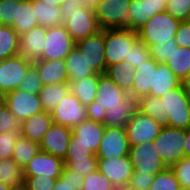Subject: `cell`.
Here are the masks:
<instances>
[{"instance_id":"6da1fadb","label":"cell","mask_w":190,"mask_h":190,"mask_svg":"<svg viewBox=\"0 0 190 190\" xmlns=\"http://www.w3.org/2000/svg\"><path fill=\"white\" fill-rule=\"evenodd\" d=\"M128 95L105 74H99L95 100L86 106L88 119L103 124L108 108L120 106Z\"/></svg>"},{"instance_id":"7a4b0ae2","label":"cell","mask_w":190,"mask_h":190,"mask_svg":"<svg viewBox=\"0 0 190 190\" xmlns=\"http://www.w3.org/2000/svg\"><path fill=\"white\" fill-rule=\"evenodd\" d=\"M139 42L137 31L128 28L105 29L106 68L112 64L128 65V54Z\"/></svg>"},{"instance_id":"3957f363","label":"cell","mask_w":190,"mask_h":190,"mask_svg":"<svg viewBox=\"0 0 190 190\" xmlns=\"http://www.w3.org/2000/svg\"><path fill=\"white\" fill-rule=\"evenodd\" d=\"M180 23L167 11L156 14L137 31L139 41L147 47L160 42H172Z\"/></svg>"},{"instance_id":"277c9868","label":"cell","mask_w":190,"mask_h":190,"mask_svg":"<svg viewBox=\"0 0 190 190\" xmlns=\"http://www.w3.org/2000/svg\"><path fill=\"white\" fill-rule=\"evenodd\" d=\"M185 129L162 127L152 147L160 154L163 163L171 167L184 157Z\"/></svg>"},{"instance_id":"5b68a950","label":"cell","mask_w":190,"mask_h":190,"mask_svg":"<svg viewBox=\"0 0 190 190\" xmlns=\"http://www.w3.org/2000/svg\"><path fill=\"white\" fill-rule=\"evenodd\" d=\"M160 99L162 101V112L169 115V127L188 129L190 99L183 84L166 92Z\"/></svg>"},{"instance_id":"8992f818","label":"cell","mask_w":190,"mask_h":190,"mask_svg":"<svg viewBox=\"0 0 190 190\" xmlns=\"http://www.w3.org/2000/svg\"><path fill=\"white\" fill-rule=\"evenodd\" d=\"M130 4L131 0H102L94 12L100 29L128 28Z\"/></svg>"},{"instance_id":"52a82bcc","label":"cell","mask_w":190,"mask_h":190,"mask_svg":"<svg viewBox=\"0 0 190 190\" xmlns=\"http://www.w3.org/2000/svg\"><path fill=\"white\" fill-rule=\"evenodd\" d=\"M33 61L22 54L0 60V95L19 88Z\"/></svg>"},{"instance_id":"ba28073f","label":"cell","mask_w":190,"mask_h":190,"mask_svg":"<svg viewBox=\"0 0 190 190\" xmlns=\"http://www.w3.org/2000/svg\"><path fill=\"white\" fill-rule=\"evenodd\" d=\"M42 55L37 60H65L76 46L67 29L63 26L47 28Z\"/></svg>"},{"instance_id":"9c48e42d","label":"cell","mask_w":190,"mask_h":190,"mask_svg":"<svg viewBox=\"0 0 190 190\" xmlns=\"http://www.w3.org/2000/svg\"><path fill=\"white\" fill-rule=\"evenodd\" d=\"M153 142H144L130 146L129 159L133 165L134 173H150L156 175L164 171L167 166L156 149L152 147Z\"/></svg>"},{"instance_id":"30bf717a","label":"cell","mask_w":190,"mask_h":190,"mask_svg":"<svg viewBox=\"0 0 190 190\" xmlns=\"http://www.w3.org/2000/svg\"><path fill=\"white\" fill-rule=\"evenodd\" d=\"M53 123L73 128L87 120V108L70 92L64 96L51 112Z\"/></svg>"},{"instance_id":"8fae6325","label":"cell","mask_w":190,"mask_h":190,"mask_svg":"<svg viewBox=\"0 0 190 190\" xmlns=\"http://www.w3.org/2000/svg\"><path fill=\"white\" fill-rule=\"evenodd\" d=\"M2 101L21 124L29 117L44 111L38 94L19 89L4 94Z\"/></svg>"},{"instance_id":"7c38bea8","label":"cell","mask_w":190,"mask_h":190,"mask_svg":"<svg viewBox=\"0 0 190 190\" xmlns=\"http://www.w3.org/2000/svg\"><path fill=\"white\" fill-rule=\"evenodd\" d=\"M161 128L159 122L138 110L125 127L129 145L154 142Z\"/></svg>"},{"instance_id":"4fadbf2b","label":"cell","mask_w":190,"mask_h":190,"mask_svg":"<svg viewBox=\"0 0 190 190\" xmlns=\"http://www.w3.org/2000/svg\"><path fill=\"white\" fill-rule=\"evenodd\" d=\"M63 26L75 42L94 35L101 30L95 13L87 8L67 13V18L63 20Z\"/></svg>"},{"instance_id":"5bb4252c","label":"cell","mask_w":190,"mask_h":190,"mask_svg":"<svg viewBox=\"0 0 190 190\" xmlns=\"http://www.w3.org/2000/svg\"><path fill=\"white\" fill-rule=\"evenodd\" d=\"M76 46L97 74H105L107 69L105 62V29L79 40L76 42Z\"/></svg>"},{"instance_id":"9a60e30c","label":"cell","mask_w":190,"mask_h":190,"mask_svg":"<svg viewBox=\"0 0 190 190\" xmlns=\"http://www.w3.org/2000/svg\"><path fill=\"white\" fill-rule=\"evenodd\" d=\"M130 150L125 128L106 127L96 153L98 158H118L127 156Z\"/></svg>"},{"instance_id":"2e32d148","label":"cell","mask_w":190,"mask_h":190,"mask_svg":"<svg viewBox=\"0 0 190 190\" xmlns=\"http://www.w3.org/2000/svg\"><path fill=\"white\" fill-rule=\"evenodd\" d=\"M97 169L105 175L115 187L126 186L134 173L129 156L118 158H98Z\"/></svg>"},{"instance_id":"e0dca14e","label":"cell","mask_w":190,"mask_h":190,"mask_svg":"<svg viewBox=\"0 0 190 190\" xmlns=\"http://www.w3.org/2000/svg\"><path fill=\"white\" fill-rule=\"evenodd\" d=\"M168 0H131L128 29L138 31L151 17L166 11Z\"/></svg>"},{"instance_id":"ac0fdd59","label":"cell","mask_w":190,"mask_h":190,"mask_svg":"<svg viewBox=\"0 0 190 190\" xmlns=\"http://www.w3.org/2000/svg\"><path fill=\"white\" fill-rule=\"evenodd\" d=\"M64 168L62 158L39 151L23 169L24 176L47 175L50 178H60Z\"/></svg>"},{"instance_id":"d6986e66","label":"cell","mask_w":190,"mask_h":190,"mask_svg":"<svg viewBox=\"0 0 190 190\" xmlns=\"http://www.w3.org/2000/svg\"><path fill=\"white\" fill-rule=\"evenodd\" d=\"M72 136V129L53 123L42 138L40 151L64 159Z\"/></svg>"},{"instance_id":"ffe728a7","label":"cell","mask_w":190,"mask_h":190,"mask_svg":"<svg viewBox=\"0 0 190 190\" xmlns=\"http://www.w3.org/2000/svg\"><path fill=\"white\" fill-rule=\"evenodd\" d=\"M105 132V125L87 119L72 128L71 141L88 147L94 154L97 153L101 139Z\"/></svg>"},{"instance_id":"44dd1931","label":"cell","mask_w":190,"mask_h":190,"mask_svg":"<svg viewBox=\"0 0 190 190\" xmlns=\"http://www.w3.org/2000/svg\"><path fill=\"white\" fill-rule=\"evenodd\" d=\"M139 110V99L128 95L120 106L108 108L103 124L106 127L125 128L130 119Z\"/></svg>"},{"instance_id":"7402d4cb","label":"cell","mask_w":190,"mask_h":190,"mask_svg":"<svg viewBox=\"0 0 190 190\" xmlns=\"http://www.w3.org/2000/svg\"><path fill=\"white\" fill-rule=\"evenodd\" d=\"M47 29L38 25L20 36L19 52L34 61L43 53Z\"/></svg>"},{"instance_id":"603a6c76","label":"cell","mask_w":190,"mask_h":190,"mask_svg":"<svg viewBox=\"0 0 190 190\" xmlns=\"http://www.w3.org/2000/svg\"><path fill=\"white\" fill-rule=\"evenodd\" d=\"M36 68L43 85L68 83V74L65 60H34Z\"/></svg>"},{"instance_id":"cb8c5ba5","label":"cell","mask_w":190,"mask_h":190,"mask_svg":"<svg viewBox=\"0 0 190 190\" xmlns=\"http://www.w3.org/2000/svg\"><path fill=\"white\" fill-rule=\"evenodd\" d=\"M157 67L158 62L151 58L135 68L133 87L128 94L137 99L149 95Z\"/></svg>"},{"instance_id":"d4e9b609","label":"cell","mask_w":190,"mask_h":190,"mask_svg":"<svg viewBox=\"0 0 190 190\" xmlns=\"http://www.w3.org/2000/svg\"><path fill=\"white\" fill-rule=\"evenodd\" d=\"M53 124L51 113L42 111L37 113L21 124V135L25 138L41 143L43 136Z\"/></svg>"},{"instance_id":"484cf974","label":"cell","mask_w":190,"mask_h":190,"mask_svg":"<svg viewBox=\"0 0 190 190\" xmlns=\"http://www.w3.org/2000/svg\"><path fill=\"white\" fill-rule=\"evenodd\" d=\"M65 63L69 84L89 76L99 75L89 66L85 56H82L77 46H75L71 53L65 58Z\"/></svg>"},{"instance_id":"4316f807","label":"cell","mask_w":190,"mask_h":190,"mask_svg":"<svg viewBox=\"0 0 190 190\" xmlns=\"http://www.w3.org/2000/svg\"><path fill=\"white\" fill-rule=\"evenodd\" d=\"M181 84L182 82L165 63H158L157 70L154 71L153 84L149 95L161 97Z\"/></svg>"},{"instance_id":"83f0119b","label":"cell","mask_w":190,"mask_h":190,"mask_svg":"<svg viewBox=\"0 0 190 190\" xmlns=\"http://www.w3.org/2000/svg\"><path fill=\"white\" fill-rule=\"evenodd\" d=\"M36 26H38V21L32 0H22L21 4L17 5V19L14 20L12 29L22 36Z\"/></svg>"},{"instance_id":"f1b7e54d","label":"cell","mask_w":190,"mask_h":190,"mask_svg":"<svg viewBox=\"0 0 190 190\" xmlns=\"http://www.w3.org/2000/svg\"><path fill=\"white\" fill-rule=\"evenodd\" d=\"M70 92L71 86L69 83L44 85L38 94L43 110L50 113L56 108L59 101Z\"/></svg>"},{"instance_id":"f546056e","label":"cell","mask_w":190,"mask_h":190,"mask_svg":"<svg viewBox=\"0 0 190 190\" xmlns=\"http://www.w3.org/2000/svg\"><path fill=\"white\" fill-rule=\"evenodd\" d=\"M32 5L35 9L38 25L46 29L63 25L60 7H55V4L43 3L41 0H32Z\"/></svg>"},{"instance_id":"4dcf8cb0","label":"cell","mask_w":190,"mask_h":190,"mask_svg":"<svg viewBox=\"0 0 190 190\" xmlns=\"http://www.w3.org/2000/svg\"><path fill=\"white\" fill-rule=\"evenodd\" d=\"M165 64L183 82L190 76V48H174Z\"/></svg>"},{"instance_id":"1f68e13d","label":"cell","mask_w":190,"mask_h":190,"mask_svg":"<svg viewBox=\"0 0 190 190\" xmlns=\"http://www.w3.org/2000/svg\"><path fill=\"white\" fill-rule=\"evenodd\" d=\"M98 83L99 75L89 76L84 79L71 82V92L83 105L87 106L95 100Z\"/></svg>"},{"instance_id":"d6a6232c","label":"cell","mask_w":190,"mask_h":190,"mask_svg":"<svg viewBox=\"0 0 190 190\" xmlns=\"http://www.w3.org/2000/svg\"><path fill=\"white\" fill-rule=\"evenodd\" d=\"M105 75L113 80V82L125 92L129 93L132 90L134 69L129 65L125 63L112 64L107 67Z\"/></svg>"},{"instance_id":"836d02e7","label":"cell","mask_w":190,"mask_h":190,"mask_svg":"<svg viewBox=\"0 0 190 190\" xmlns=\"http://www.w3.org/2000/svg\"><path fill=\"white\" fill-rule=\"evenodd\" d=\"M40 151V145L21 134L16 138L12 159L24 168L30 160Z\"/></svg>"},{"instance_id":"e575fe53","label":"cell","mask_w":190,"mask_h":190,"mask_svg":"<svg viewBox=\"0 0 190 190\" xmlns=\"http://www.w3.org/2000/svg\"><path fill=\"white\" fill-rule=\"evenodd\" d=\"M139 110L155 119L162 127L169 126V115L162 112L160 97L146 95L139 99Z\"/></svg>"},{"instance_id":"d590c367","label":"cell","mask_w":190,"mask_h":190,"mask_svg":"<svg viewBox=\"0 0 190 190\" xmlns=\"http://www.w3.org/2000/svg\"><path fill=\"white\" fill-rule=\"evenodd\" d=\"M20 36L12 27L0 25V60L20 54Z\"/></svg>"},{"instance_id":"8d00e7d4","label":"cell","mask_w":190,"mask_h":190,"mask_svg":"<svg viewBox=\"0 0 190 190\" xmlns=\"http://www.w3.org/2000/svg\"><path fill=\"white\" fill-rule=\"evenodd\" d=\"M24 179L23 167L19 166L12 158L0 161V182L12 186L23 182Z\"/></svg>"},{"instance_id":"74e56055","label":"cell","mask_w":190,"mask_h":190,"mask_svg":"<svg viewBox=\"0 0 190 190\" xmlns=\"http://www.w3.org/2000/svg\"><path fill=\"white\" fill-rule=\"evenodd\" d=\"M180 184L170 167L155 175L148 190H180Z\"/></svg>"},{"instance_id":"f35d334b","label":"cell","mask_w":190,"mask_h":190,"mask_svg":"<svg viewBox=\"0 0 190 190\" xmlns=\"http://www.w3.org/2000/svg\"><path fill=\"white\" fill-rule=\"evenodd\" d=\"M83 183L84 176L77 175L73 171L64 168L60 178L55 181L52 190H81Z\"/></svg>"},{"instance_id":"ab89813d","label":"cell","mask_w":190,"mask_h":190,"mask_svg":"<svg viewBox=\"0 0 190 190\" xmlns=\"http://www.w3.org/2000/svg\"><path fill=\"white\" fill-rule=\"evenodd\" d=\"M81 190H115V185L98 169L84 176Z\"/></svg>"},{"instance_id":"60d3db41","label":"cell","mask_w":190,"mask_h":190,"mask_svg":"<svg viewBox=\"0 0 190 190\" xmlns=\"http://www.w3.org/2000/svg\"><path fill=\"white\" fill-rule=\"evenodd\" d=\"M63 161L66 170H71L77 175L86 176L97 169L98 157L94 154L89 159Z\"/></svg>"},{"instance_id":"b9f144b4","label":"cell","mask_w":190,"mask_h":190,"mask_svg":"<svg viewBox=\"0 0 190 190\" xmlns=\"http://www.w3.org/2000/svg\"><path fill=\"white\" fill-rule=\"evenodd\" d=\"M22 0H0V25L12 27Z\"/></svg>"},{"instance_id":"7bdbcfd3","label":"cell","mask_w":190,"mask_h":190,"mask_svg":"<svg viewBox=\"0 0 190 190\" xmlns=\"http://www.w3.org/2000/svg\"><path fill=\"white\" fill-rule=\"evenodd\" d=\"M43 86L44 85L39 77L36 68L32 65L20 83L18 89L31 94H39Z\"/></svg>"},{"instance_id":"ee69618b","label":"cell","mask_w":190,"mask_h":190,"mask_svg":"<svg viewBox=\"0 0 190 190\" xmlns=\"http://www.w3.org/2000/svg\"><path fill=\"white\" fill-rule=\"evenodd\" d=\"M170 168L179 181L181 189L190 190V158L183 157Z\"/></svg>"},{"instance_id":"f6af8a7d","label":"cell","mask_w":190,"mask_h":190,"mask_svg":"<svg viewBox=\"0 0 190 190\" xmlns=\"http://www.w3.org/2000/svg\"><path fill=\"white\" fill-rule=\"evenodd\" d=\"M166 11L176 20L186 22L190 14V0H168Z\"/></svg>"},{"instance_id":"bcb514c9","label":"cell","mask_w":190,"mask_h":190,"mask_svg":"<svg viewBox=\"0 0 190 190\" xmlns=\"http://www.w3.org/2000/svg\"><path fill=\"white\" fill-rule=\"evenodd\" d=\"M151 58L152 56L149 47H147L143 42L139 41L128 54V65L132 69H135Z\"/></svg>"},{"instance_id":"7dc6e473","label":"cell","mask_w":190,"mask_h":190,"mask_svg":"<svg viewBox=\"0 0 190 190\" xmlns=\"http://www.w3.org/2000/svg\"><path fill=\"white\" fill-rule=\"evenodd\" d=\"M178 45L175 42V39L172 42H160L149 46L150 53L152 58L158 63H165L174 48H177Z\"/></svg>"},{"instance_id":"c3c4849f","label":"cell","mask_w":190,"mask_h":190,"mask_svg":"<svg viewBox=\"0 0 190 190\" xmlns=\"http://www.w3.org/2000/svg\"><path fill=\"white\" fill-rule=\"evenodd\" d=\"M21 130H10L0 134V161L12 158L13 147L16 138L21 134Z\"/></svg>"},{"instance_id":"681fc988","label":"cell","mask_w":190,"mask_h":190,"mask_svg":"<svg viewBox=\"0 0 190 190\" xmlns=\"http://www.w3.org/2000/svg\"><path fill=\"white\" fill-rule=\"evenodd\" d=\"M10 130H21V123L2 101L0 103V134Z\"/></svg>"},{"instance_id":"f907efd6","label":"cell","mask_w":190,"mask_h":190,"mask_svg":"<svg viewBox=\"0 0 190 190\" xmlns=\"http://www.w3.org/2000/svg\"><path fill=\"white\" fill-rule=\"evenodd\" d=\"M57 179L47 177V175L25 176L24 182L28 190H52Z\"/></svg>"},{"instance_id":"816d5d0a","label":"cell","mask_w":190,"mask_h":190,"mask_svg":"<svg viewBox=\"0 0 190 190\" xmlns=\"http://www.w3.org/2000/svg\"><path fill=\"white\" fill-rule=\"evenodd\" d=\"M94 155L93 152L88 147L83 146L82 144H75L70 140L67 154L63 160H81L89 159Z\"/></svg>"},{"instance_id":"f5cc1de1","label":"cell","mask_w":190,"mask_h":190,"mask_svg":"<svg viewBox=\"0 0 190 190\" xmlns=\"http://www.w3.org/2000/svg\"><path fill=\"white\" fill-rule=\"evenodd\" d=\"M154 178L155 175L150 173H133L129 184L136 189L148 190Z\"/></svg>"},{"instance_id":"db71d44e","label":"cell","mask_w":190,"mask_h":190,"mask_svg":"<svg viewBox=\"0 0 190 190\" xmlns=\"http://www.w3.org/2000/svg\"><path fill=\"white\" fill-rule=\"evenodd\" d=\"M174 39L178 46L190 48V24L181 22Z\"/></svg>"},{"instance_id":"11a10c76","label":"cell","mask_w":190,"mask_h":190,"mask_svg":"<svg viewBox=\"0 0 190 190\" xmlns=\"http://www.w3.org/2000/svg\"><path fill=\"white\" fill-rule=\"evenodd\" d=\"M81 0H64L60 6V15L62 20L67 18V13H73L78 9H83Z\"/></svg>"},{"instance_id":"9f6ffc18","label":"cell","mask_w":190,"mask_h":190,"mask_svg":"<svg viewBox=\"0 0 190 190\" xmlns=\"http://www.w3.org/2000/svg\"><path fill=\"white\" fill-rule=\"evenodd\" d=\"M102 0H81L82 2V7L87 8L90 11L95 12L97 5L101 2Z\"/></svg>"},{"instance_id":"6f0895ef","label":"cell","mask_w":190,"mask_h":190,"mask_svg":"<svg viewBox=\"0 0 190 190\" xmlns=\"http://www.w3.org/2000/svg\"><path fill=\"white\" fill-rule=\"evenodd\" d=\"M184 157L190 158V128L185 129Z\"/></svg>"},{"instance_id":"680465c9","label":"cell","mask_w":190,"mask_h":190,"mask_svg":"<svg viewBox=\"0 0 190 190\" xmlns=\"http://www.w3.org/2000/svg\"><path fill=\"white\" fill-rule=\"evenodd\" d=\"M10 190H28L26 183L23 181L17 185L10 186Z\"/></svg>"},{"instance_id":"91938a15","label":"cell","mask_w":190,"mask_h":190,"mask_svg":"<svg viewBox=\"0 0 190 190\" xmlns=\"http://www.w3.org/2000/svg\"><path fill=\"white\" fill-rule=\"evenodd\" d=\"M185 92L190 99V76L182 82Z\"/></svg>"},{"instance_id":"94428289","label":"cell","mask_w":190,"mask_h":190,"mask_svg":"<svg viewBox=\"0 0 190 190\" xmlns=\"http://www.w3.org/2000/svg\"><path fill=\"white\" fill-rule=\"evenodd\" d=\"M43 3L55 4V7H60L64 0H41Z\"/></svg>"},{"instance_id":"6125c7cd","label":"cell","mask_w":190,"mask_h":190,"mask_svg":"<svg viewBox=\"0 0 190 190\" xmlns=\"http://www.w3.org/2000/svg\"><path fill=\"white\" fill-rule=\"evenodd\" d=\"M115 190H140L132 187L130 184L121 187H115Z\"/></svg>"},{"instance_id":"be15d7a7","label":"cell","mask_w":190,"mask_h":190,"mask_svg":"<svg viewBox=\"0 0 190 190\" xmlns=\"http://www.w3.org/2000/svg\"><path fill=\"white\" fill-rule=\"evenodd\" d=\"M0 190H10V186L0 182Z\"/></svg>"},{"instance_id":"e7e4bbea","label":"cell","mask_w":190,"mask_h":190,"mask_svg":"<svg viewBox=\"0 0 190 190\" xmlns=\"http://www.w3.org/2000/svg\"><path fill=\"white\" fill-rule=\"evenodd\" d=\"M186 22H187L188 24H190V14L188 15V18H187Z\"/></svg>"},{"instance_id":"03108f58","label":"cell","mask_w":190,"mask_h":190,"mask_svg":"<svg viewBox=\"0 0 190 190\" xmlns=\"http://www.w3.org/2000/svg\"><path fill=\"white\" fill-rule=\"evenodd\" d=\"M188 119H189V128H190V106H189V116H188Z\"/></svg>"}]
</instances>
